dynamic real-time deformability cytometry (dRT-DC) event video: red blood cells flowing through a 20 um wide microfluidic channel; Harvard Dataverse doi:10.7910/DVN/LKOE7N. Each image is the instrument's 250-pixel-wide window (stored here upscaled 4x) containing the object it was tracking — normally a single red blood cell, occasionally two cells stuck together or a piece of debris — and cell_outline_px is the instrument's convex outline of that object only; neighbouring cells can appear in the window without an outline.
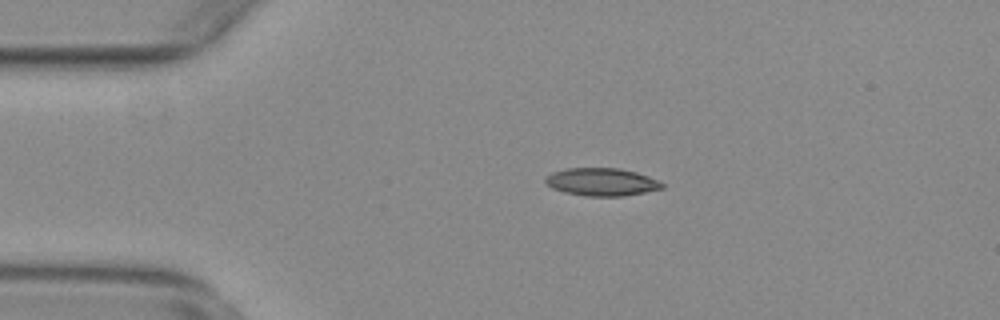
{"species": "common noctule bat (a hibernating species)", "species_latin": "Nyctalus noctula", "temperature_condition": "warm", "stored_images_in_passage": 44, "camera_frame_rate_fps": 3000, "um_per_image_px": 0.085, "animal": {"sex": "female", "body_mass_g": 29.2, "forearm_length_mm": 56.3}, "frame": {"image": 1, "passage_image": 1, "time_ms": 0.0, "image_size_px": [1000, 320], "cell_outline_px": [[664, 188], [624, 196], [584, 196], [564, 192], [552, 188], [544, 180], [552, 172], [564, 168], [620, 168], [636, 172], [648, 176], [664, 184]], "centroid_in_image_um": [51.13, 15.46], "position_along_channel_um": 33.9, "area_um2": 18.84}}
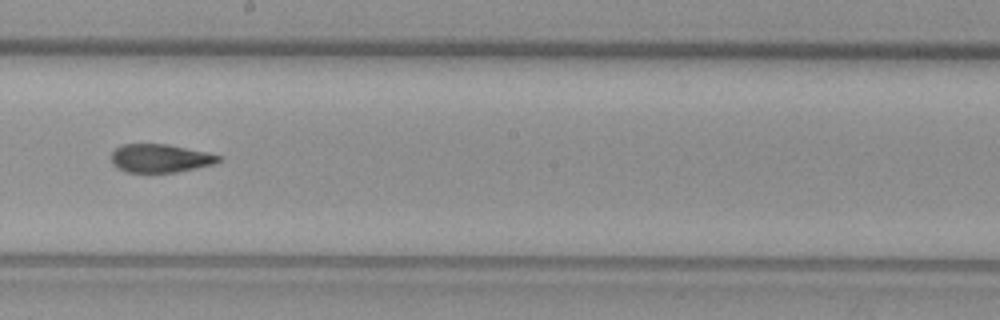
{"frame": {"image": 2, "passage_image": 20, "time_ms": 6.333, "image_size_px": [1000, 320], "cell_outline_px": [[220, 160], [212, 164], [176, 172], [128, 172], [116, 168], [112, 164], [112, 152], [120, 144], [168, 144], [208, 152], [220, 156]], "centroid_in_image_um": [13.58, 13.44], "position_along_channel_um": 234.6, "area_um2": 17.63}}
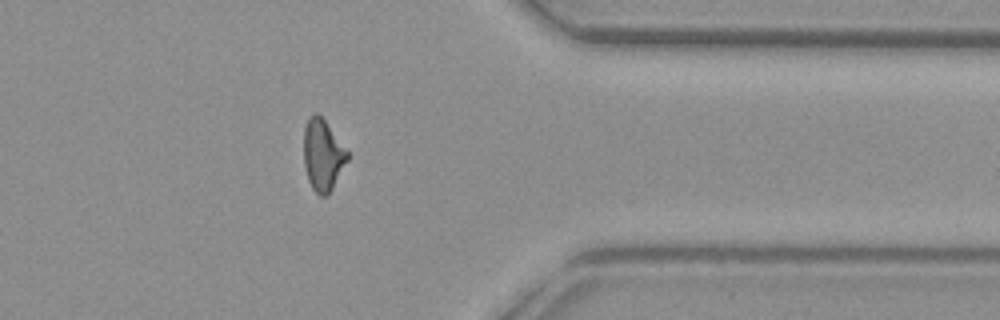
{"frame": {"image": 3, "passage_image": 33, "time_ms": 10.667, "image_size_px": [1000, 320], "cell_outline_px": [[348, 160], [328, 196], [320, 196], [312, 188], [308, 180], [304, 164], [304, 128], [308, 116], [312, 112], [316, 112], [324, 120], [348, 152]], "centroid_in_image_um": [27.42, 13.18], "position_along_channel_um": 384.0, "area_um2": 18.09}, "authors_computed_cell_mechanics": {"area_um2": 18.4671, "velocity_mm_per_s": 3.791, "shape_relaxation_time_tau1_ms": null, "shape_relaxation_time_tau2_ms": 2.9962, "deformation_change_tau1": null, "deformation_change_tau2": 0.1124}}